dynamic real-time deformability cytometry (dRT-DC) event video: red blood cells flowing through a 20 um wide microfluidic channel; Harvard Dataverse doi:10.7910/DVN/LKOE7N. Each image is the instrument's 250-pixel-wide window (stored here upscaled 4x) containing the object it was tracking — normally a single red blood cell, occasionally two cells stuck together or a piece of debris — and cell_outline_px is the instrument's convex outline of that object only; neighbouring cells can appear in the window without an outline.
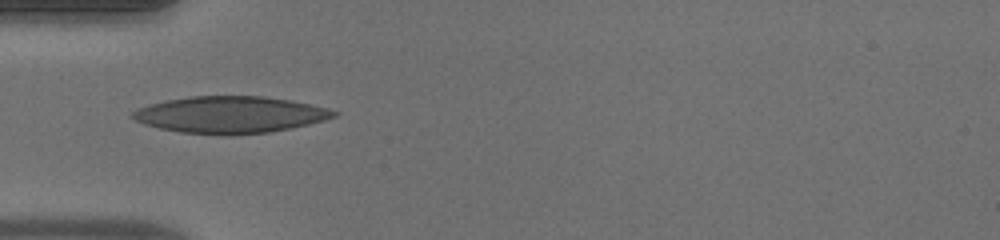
{"species": "human", "species_latin": "Homo sapiens", "temperature_condition": "warm", "stored_images_in_passage": 33, "camera_frame_rate_fps": 3000, "um_per_image_px": 0.085, "donor": {"sex": "male"}, "frame": {"image": 1, "passage_image": 1, "time_ms": 0.0, "image_size_px": [1000, 240], "cell_outline_px": [[340, 112], [336, 116], [324, 120], [308, 124], [268, 132], [180, 132], [160, 128], [144, 124], [136, 120], [132, 116], [132, 112], [136, 108], [148, 104], [164, 100], [188, 96], [264, 96], [292, 100], [328, 108]], "centroid_in_image_um": [19.56, 9.7], "position_along_channel_um": 65.4, "area_um2": 42.08}}
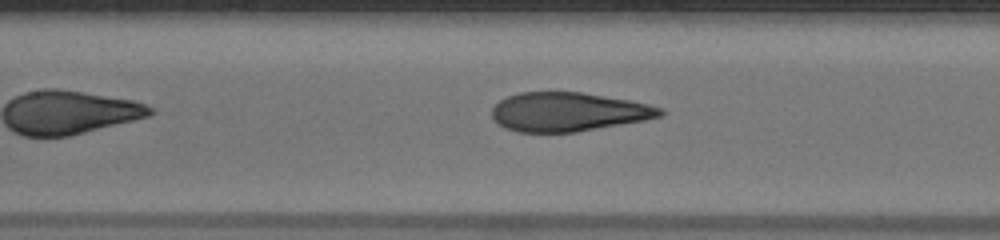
{"frame": {"image": 2, "passage_image": 8, "time_ms": 2.333, "image_size_px": [1000, 240], "cell_outline_px": [[664, 112], [660, 116], [644, 120], [576, 132], [516, 132], [504, 128], [492, 116], [492, 108], [500, 100], [508, 96], [520, 92], [580, 92], [628, 100], [648, 104], [664, 108]], "centroid_in_image_um": [48.29, 9.51], "position_along_channel_um": 159.1, "area_um2": 37.92}}
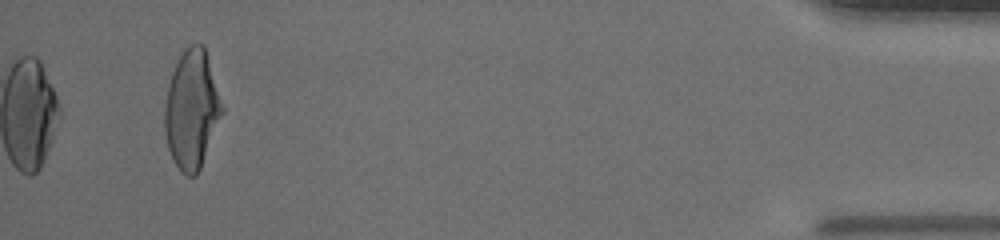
{"frame": {"image": 3, "passage_image": 33, "time_ms": 10.667, "image_size_px": [1000, 240], "cell_outline_px": [[224, 112], [200, 168], [196, 176], [188, 176], [176, 164], [168, 148], [164, 132], [164, 108], [168, 84], [176, 60], [184, 48], [188, 44], [204, 44], [224, 108]], "centroid_in_image_um": [16.3, 9.26], "position_along_channel_um": 418.9, "area_um2": 39.77}, "authors_computed_cell_mechanics": {"area_um2": 39.015, "velocity_mm_per_s": 4.0224, "shape_relaxation_time_tau1_ms": 7.3851, "shape_relaxation_time_tau2_ms": 0.7759, "deformation_change_tau1": 0.3087, "deformation_change_tau2": 0.0745}}